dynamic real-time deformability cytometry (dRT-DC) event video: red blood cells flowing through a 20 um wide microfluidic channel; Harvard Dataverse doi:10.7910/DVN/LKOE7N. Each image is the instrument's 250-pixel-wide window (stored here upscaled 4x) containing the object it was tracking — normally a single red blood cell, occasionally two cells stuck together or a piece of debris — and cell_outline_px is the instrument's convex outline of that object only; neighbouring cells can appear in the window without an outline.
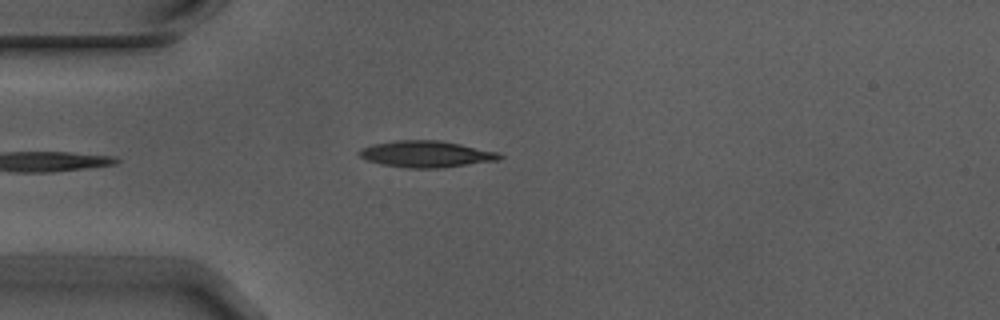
{"species": "Egyptian fruit bat (a non-hibernating species)", "species_latin": "Rousettus aegyptiacus", "temperature_condition": "warm", "stored_images_in_passage": 4, "camera_frame_rate_fps": 3000, "um_per_image_px": 0.085, "animal": {"sex": "male"}, "frame": {"image": 1, "passage_image": 4, "time_ms": 1.0, "image_size_px": [1000, 320], "cell_outline_px": [[504, 156], [500, 160], [444, 168], [408, 168], [380, 164], [368, 160], [360, 156], [356, 152], [360, 148], [372, 144], [396, 140], [440, 140], [500, 152]], "centroid_in_image_um": [36.25, 13.1], "position_along_channel_um": 48.8, "area_um2": 21.96}}